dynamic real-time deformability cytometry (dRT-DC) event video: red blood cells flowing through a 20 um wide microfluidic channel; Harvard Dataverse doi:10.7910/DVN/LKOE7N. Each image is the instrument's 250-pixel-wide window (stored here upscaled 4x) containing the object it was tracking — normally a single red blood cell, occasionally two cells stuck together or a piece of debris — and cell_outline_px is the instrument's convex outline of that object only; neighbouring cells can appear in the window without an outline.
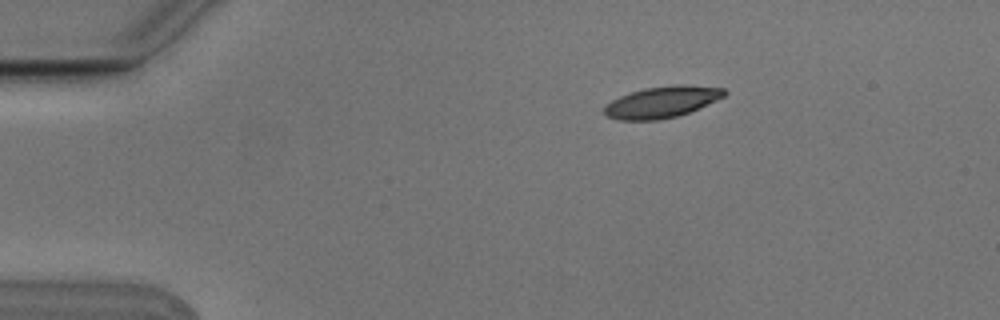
{"species": "Egyptian fruit bat (a non-hibernating species)", "species_latin": "Rousettus aegyptiacus", "temperature_condition": "cold", "stored_images_in_passage": 3, "camera_frame_rate_fps": 3000, "um_per_image_px": 0.085, "animal": {"sex": "male"}, "frame": {"image": 1, "passage_image": 1, "time_ms": 0.0, "image_size_px": [1000, 320], "cell_outline_px": [[728, 92], [724, 96], [700, 108], [676, 116], [660, 120], [620, 120], [608, 116], [604, 112], [604, 104], [620, 96], [644, 88], [724, 88]], "centroid_in_image_um": [56.16, 8.74], "position_along_channel_um": 28.8, "area_um2": 20.69}}